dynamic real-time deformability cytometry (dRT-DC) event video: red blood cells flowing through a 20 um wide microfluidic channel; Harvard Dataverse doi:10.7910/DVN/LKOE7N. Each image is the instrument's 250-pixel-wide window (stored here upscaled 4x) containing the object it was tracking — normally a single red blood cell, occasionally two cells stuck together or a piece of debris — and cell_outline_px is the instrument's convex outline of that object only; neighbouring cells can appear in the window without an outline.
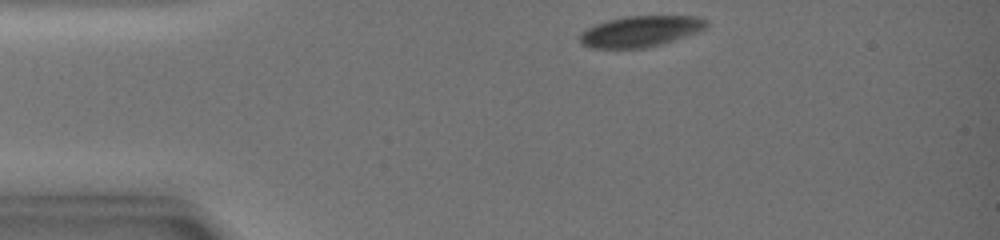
{"species": "common noctule bat (a hibernating species)", "species_latin": "Nyctalus noctula", "temperature_condition": "warm", "stored_images_in_passage": 32, "camera_frame_rate_fps": 3000, "um_per_image_px": 0.085, "animal": {"sex": "female", "body_mass_g": 19.0, "forearm_length_mm": 51.5}, "frame": {"image": 1, "passage_image": 1, "time_ms": 0.0, "image_size_px": [1000, 240], "cell_outline_px": [[708, 28], [700, 32], [648, 48], [588, 48], [580, 44], [580, 32], [596, 24], [608, 20], [624, 16], [696, 16], [708, 20]], "centroid_in_image_um": [54.47, 2.67], "position_along_channel_um": 30.5, "area_um2": 23.12}}
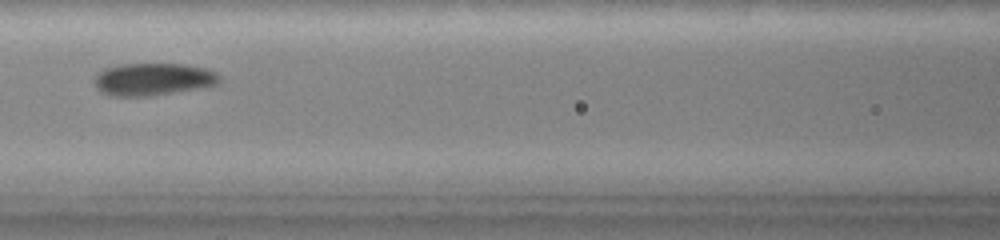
{"frame": {"image": 2, "passage_image": 13, "time_ms": 4.0, "image_size_px": [1000, 240], "cell_outline_px": [[220, 80], [216, 84], [200, 88], [148, 96], [112, 96], [100, 92], [96, 88], [96, 76], [104, 68], [120, 64], [184, 64], [204, 68], [216, 72], [220, 76]], "centroid_in_image_um": [13.0, 6.73], "position_along_channel_um": 153.6, "area_um2": 23.47}}
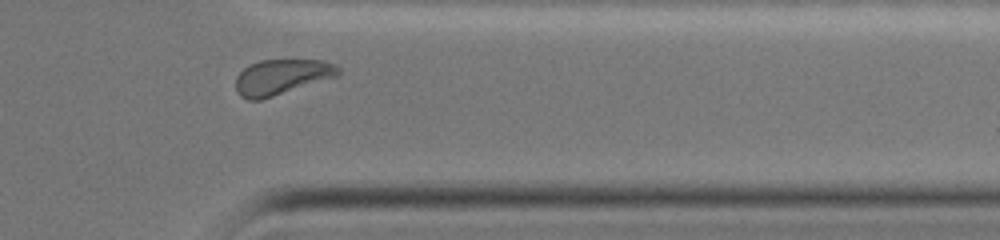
{"frame": {"image": 3, "passage_image": 29, "time_ms": 9.333, "image_size_px": [1000, 240], "cell_outline_px": [[340, 76], [260, 100], [248, 100], [240, 96], [236, 92], [236, 76], [248, 64], [260, 60], [324, 60], [336, 64], [340, 68]], "centroid_in_image_um": [23.96, 6.54], "position_along_channel_um": 387.4, "area_um2": 21.44}, "authors_computed_cell_mechanics": {"area_um2": 23.3801, "velocity_mm_per_s": 4.3778, "shape_relaxation_time_tau1_ms": 4.1978, "shape_relaxation_time_tau2_ms": 4.5393, "deformation_change_tau1": 0.1056, "deformation_change_tau2": 0.0692}}